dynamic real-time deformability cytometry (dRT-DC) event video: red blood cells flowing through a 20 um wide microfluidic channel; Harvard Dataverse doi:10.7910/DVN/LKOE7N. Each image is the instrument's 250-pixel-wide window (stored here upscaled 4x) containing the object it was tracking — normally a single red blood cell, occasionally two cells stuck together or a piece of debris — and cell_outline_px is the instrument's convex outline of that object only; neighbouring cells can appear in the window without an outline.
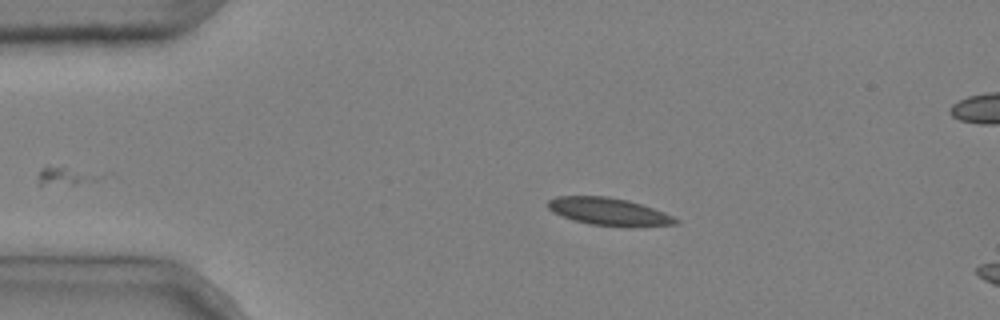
{"species": "common noctule bat (a hibernating species)", "species_latin": "Nyctalus noctula", "temperature_condition": "cold", "stored_images_in_passage": 3, "camera_frame_rate_fps": 3000, "um_per_image_px": 0.085, "animal": {"sex": "male", "body_mass_g": 20.4}, "frame": {"image": 1, "passage_image": 2, "time_ms": 0.333, "image_size_px": [1000, 320], "cell_outline_px": [[680, 220], [676, 224], [632, 228], [588, 224], [572, 220], [552, 212], [548, 208], [548, 200], [556, 196], [608, 196], [628, 200], [664, 212]], "centroid_in_image_um": [51.75, 18.0], "position_along_channel_um": 33.2, "area_um2": 20.81}}